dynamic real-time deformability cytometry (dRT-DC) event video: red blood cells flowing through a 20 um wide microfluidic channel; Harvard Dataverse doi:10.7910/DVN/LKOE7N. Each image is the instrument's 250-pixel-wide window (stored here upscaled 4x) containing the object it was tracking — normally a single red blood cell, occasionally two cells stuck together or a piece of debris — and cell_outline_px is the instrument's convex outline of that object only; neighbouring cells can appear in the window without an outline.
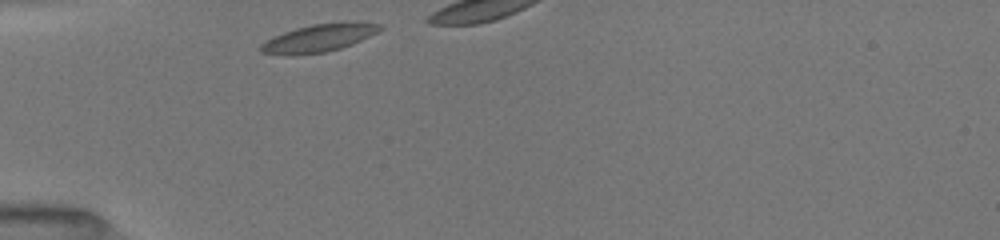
{"species": "common noctule bat (a hibernating species)", "species_latin": "Nyctalus noctula", "temperature_condition": "room temperature", "stored_images_in_passage": 10, "camera_frame_rate_fps": 3000, "um_per_image_px": 0.085, "animal": {"sex": "female", "body_mass_g": 19.5, "forearm_length_mm": 54.1}, "frame": {"image": 1, "passage_image": 1, "time_ms": 0.0, "image_size_px": [1000, 240], "cell_outline_px": [[384, 28], [352, 44], [340, 48], [324, 52], [292, 56], [260, 52], [260, 44], [284, 32], [296, 28], [312, 24], [344, 20], [356, 20], [384, 24]], "centroid_in_image_um": [27.18, 3.19], "position_along_channel_um": 57.8, "area_um2": 19.59}}
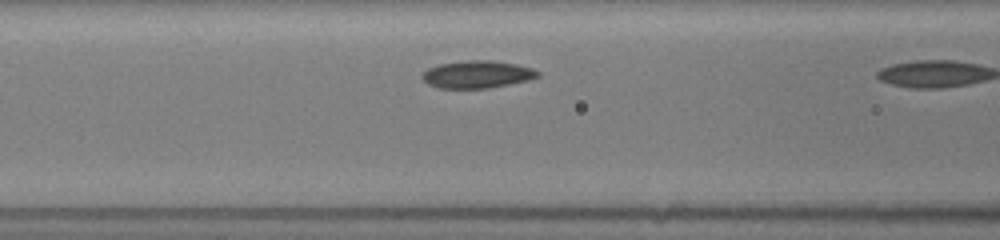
{"frame": {"image": 2, "passage_image": 9, "time_ms": 2.0, "image_size_px": [1000, 240], "cell_outline_px": [[540, 76], [528, 80], [488, 88], [440, 88], [428, 84], [420, 76], [428, 68], [440, 64], [464, 60], [492, 60], [516, 64], [532, 68], [540, 72]], "centroid_in_image_um": [40.56, 6.31], "position_along_channel_um": 126.0, "area_um2": 18.44}}